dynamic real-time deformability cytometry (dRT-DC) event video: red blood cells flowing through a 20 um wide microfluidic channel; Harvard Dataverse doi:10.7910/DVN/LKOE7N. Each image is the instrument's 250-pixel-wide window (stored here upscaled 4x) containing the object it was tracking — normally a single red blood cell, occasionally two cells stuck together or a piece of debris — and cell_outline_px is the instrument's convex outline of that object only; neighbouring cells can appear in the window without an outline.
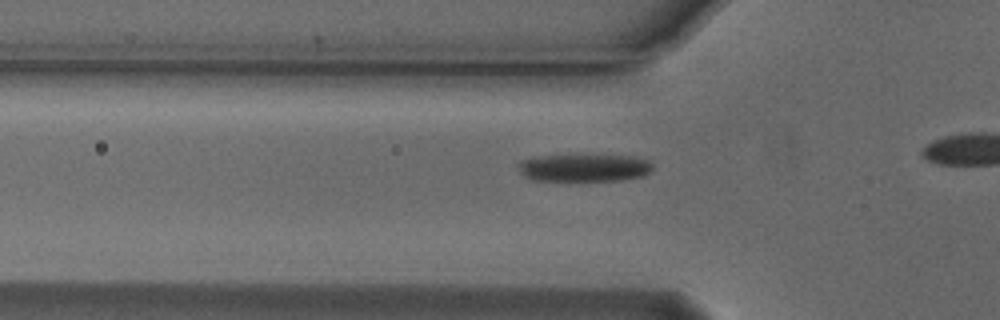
{"species": "Egyptian fruit bat (a non-hibernating species)", "species_latin": "Rousettus aegyptiacus", "temperature_condition": "cold", "stored_images_in_passage": 15, "camera_frame_rate_fps": 3000, "um_per_image_px": 0.085, "animal": {"sex": "male"}, "frame": {"image": 1, "passage_image": 9, "time_ms": 2.667, "image_size_px": [1000, 320], "cell_outline_px": [[652, 168], [644, 176], [620, 180], [532, 180], [524, 176], [520, 172], [516, 164], [520, 160], [532, 156], [636, 156], [648, 160], [652, 164]], "centroid_in_image_um": [49.61, 14.26], "position_along_channel_um": 76.2, "area_um2": 21.44}}
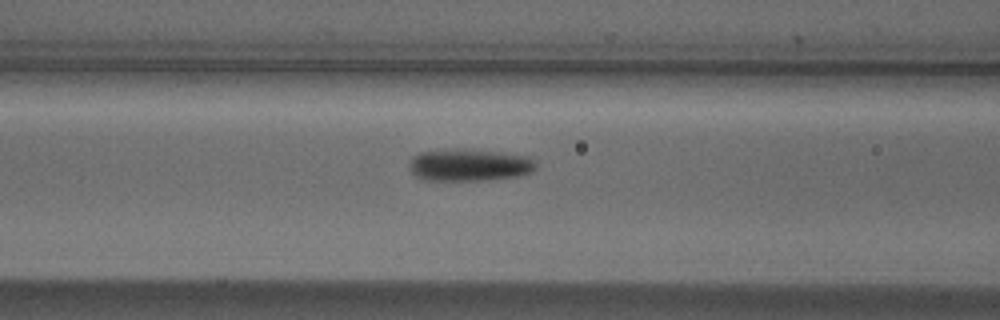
{"frame": {"image": 2, "passage_image": 13, "time_ms": 4.0, "image_size_px": [1000, 320], "cell_outline_px": [[536, 168], [532, 172], [520, 176], [484, 180], [428, 180], [416, 176], [412, 172], [408, 160], [412, 156], [420, 152], [452, 148], [496, 152], [532, 156], [536, 164]], "centroid_in_image_um": [39.91, 14.02], "position_along_channel_um": 126.7, "area_um2": 23.87}}